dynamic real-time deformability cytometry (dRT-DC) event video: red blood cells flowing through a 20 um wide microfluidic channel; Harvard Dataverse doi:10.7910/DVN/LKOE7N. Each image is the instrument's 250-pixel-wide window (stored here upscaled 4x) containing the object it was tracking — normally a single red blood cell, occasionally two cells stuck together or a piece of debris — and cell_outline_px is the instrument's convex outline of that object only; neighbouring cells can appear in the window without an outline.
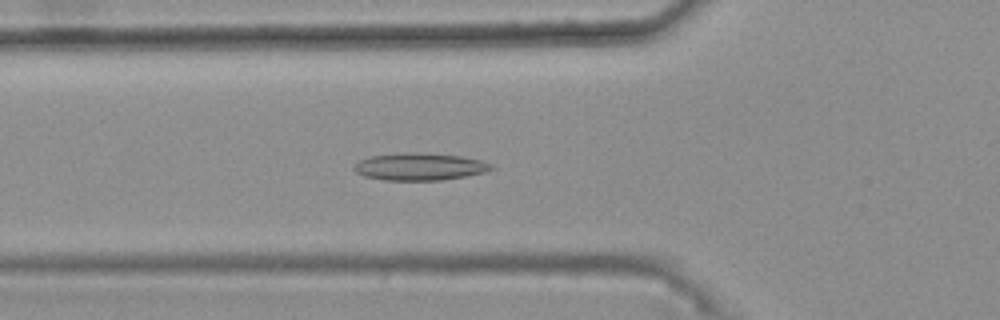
{"species": "common noctule bat (a hibernating species)", "species_latin": "Nyctalus noctula", "temperature_condition": "warm", "stored_images_in_passage": 46, "camera_frame_rate_fps": 3000, "um_per_image_px": 0.085, "animal": {"sex": "female", "body_mass_g": 25.1}, "frame": {"image": 1, "passage_image": 19, "time_ms": 6.0, "image_size_px": [1000, 320], "cell_outline_px": [[496, 168], [488, 172], [440, 180], [384, 180], [364, 176], [356, 172], [352, 168], [360, 160], [368, 156], [404, 152], [416, 152], [460, 156], [480, 160], [492, 164]], "centroid_in_image_um": [35.68, 14.16], "position_along_channel_um": 90.1, "area_um2": 21.91}}
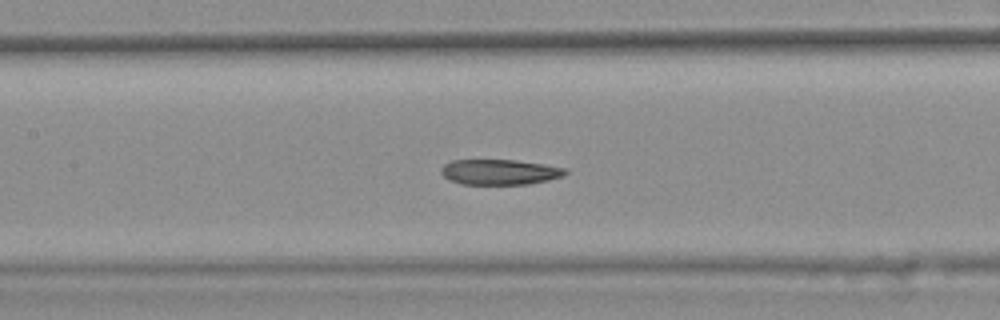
{"frame": {"image": 2, "passage_image": 25, "time_ms": 8.0, "image_size_px": [1000, 320], "cell_outline_px": [[568, 172], [560, 176], [548, 180], [528, 184], [460, 184], [448, 180], [440, 172], [440, 168], [444, 164], [452, 160], [516, 160], [544, 164], [564, 168]], "centroid_in_image_um": [42.41, 14.62], "position_along_channel_um": 165.0, "area_um2": 18.32}}
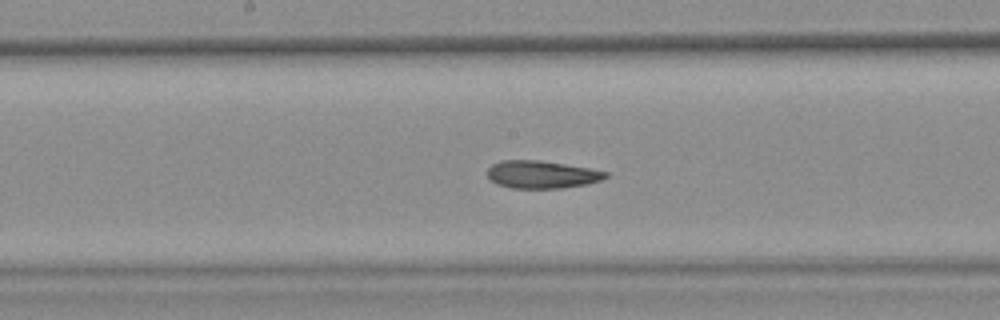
{"frame": {"image": 3, "passage_image": 28, "time_ms": 9.0, "image_size_px": [1000, 320], "cell_outline_px": [[608, 176], [600, 180], [588, 184], [560, 188], [512, 188], [496, 184], [488, 176], [488, 168], [492, 164], [500, 160], [540, 160], [588, 168], [608, 172]], "centroid_in_image_um": [46.03, 14.83], "position_along_channel_um": 202.2, "area_um2": 18.96}, "authors_computed_cell_mechanics": {"area_um2": 19.9699, "velocity_mm_per_s": 3.7304, "shape_relaxation_time_tau1_ms": null, "shape_relaxation_time_tau2_ms": 2.9984, "deformation_change_tau1": null, "deformation_change_tau2": 0.0917}}